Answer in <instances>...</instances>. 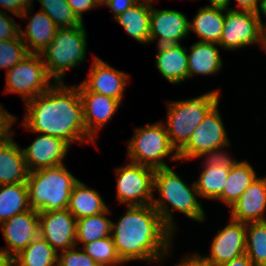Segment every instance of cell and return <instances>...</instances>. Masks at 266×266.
I'll return each instance as SVG.
<instances>
[{
    "label": "cell",
    "instance_id": "cell-33",
    "mask_svg": "<svg viewBox=\"0 0 266 266\" xmlns=\"http://www.w3.org/2000/svg\"><path fill=\"white\" fill-rule=\"evenodd\" d=\"M43 11L58 28L81 26L83 23L77 18L66 0H37Z\"/></svg>",
    "mask_w": 266,
    "mask_h": 266
},
{
    "label": "cell",
    "instance_id": "cell-43",
    "mask_svg": "<svg viewBox=\"0 0 266 266\" xmlns=\"http://www.w3.org/2000/svg\"><path fill=\"white\" fill-rule=\"evenodd\" d=\"M237 5L236 7H229L231 0H228V8L233 10H246L252 12H258L260 7V0H235ZM238 7V8H237Z\"/></svg>",
    "mask_w": 266,
    "mask_h": 266
},
{
    "label": "cell",
    "instance_id": "cell-5",
    "mask_svg": "<svg viewBox=\"0 0 266 266\" xmlns=\"http://www.w3.org/2000/svg\"><path fill=\"white\" fill-rule=\"evenodd\" d=\"M220 90H211L190 99L167 101L165 125L172 146L178 152L202 123L207 113L220 103Z\"/></svg>",
    "mask_w": 266,
    "mask_h": 266
},
{
    "label": "cell",
    "instance_id": "cell-19",
    "mask_svg": "<svg viewBox=\"0 0 266 266\" xmlns=\"http://www.w3.org/2000/svg\"><path fill=\"white\" fill-rule=\"evenodd\" d=\"M229 211L230 219L235 221L243 223L266 221V177H257Z\"/></svg>",
    "mask_w": 266,
    "mask_h": 266
},
{
    "label": "cell",
    "instance_id": "cell-10",
    "mask_svg": "<svg viewBox=\"0 0 266 266\" xmlns=\"http://www.w3.org/2000/svg\"><path fill=\"white\" fill-rule=\"evenodd\" d=\"M155 169L133 162L115 168L116 199L126 206L149 205L154 197Z\"/></svg>",
    "mask_w": 266,
    "mask_h": 266
},
{
    "label": "cell",
    "instance_id": "cell-35",
    "mask_svg": "<svg viewBox=\"0 0 266 266\" xmlns=\"http://www.w3.org/2000/svg\"><path fill=\"white\" fill-rule=\"evenodd\" d=\"M29 54L20 35L17 38L0 41V69L9 71Z\"/></svg>",
    "mask_w": 266,
    "mask_h": 266
},
{
    "label": "cell",
    "instance_id": "cell-21",
    "mask_svg": "<svg viewBox=\"0 0 266 266\" xmlns=\"http://www.w3.org/2000/svg\"><path fill=\"white\" fill-rule=\"evenodd\" d=\"M156 68L171 84H180L188 79L187 48L179 44L158 45Z\"/></svg>",
    "mask_w": 266,
    "mask_h": 266
},
{
    "label": "cell",
    "instance_id": "cell-36",
    "mask_svg": "<svg viewBox=\"0 0 266 266\" xmlns=\"http://www.w3.org/2000/svg\"><path fill=\"white\" fill-rule=\"evenodd\" d=\"M80 246H74L58 252L57 266H95L97 263Z\"/></svg>",
    "mask_w": 266,
    "mask_h": 266
},
{
    "label": "cell",
    "instance_id": "cell-9",
    "mask_svg": "<svg viewBox=\"0 0 266 266\" xmlns=\"http://www.w3.org/2000/svg\"><path fill=\"white\" fill-rule=\"evenodd\" d=\"M54 83L48 75L41 54L30 53L6 72L5 92L19 94L25 103L44 93Z\"/></svg>",
    "mask_w": 266,
    "mask_h": 266
},
{
    "label": "cell",
    "instance_id": "cell-38",
    "mask_svg": "<svg viewBox=\"0 0 266 266\" xmlns=\"http://www.w3.org/2000/svg\"><path fill=\"white\" fill-rule=\"evenodd\" d=\"M20 35V25L8 13L0 10V41L17 38Z\"/></svg>",
    "mask_w": 266,
    "mask_h": 266
},
{
    "label": "cell",
    "instance_id": "cell-24",
    "mask_svg": "<svg viewBox=\"0 0 266 266\" xmlns=\"http://www.w3.org/2000/svg\"><path fill=\"white\" fill-rule=\"evenodd\" d=\"M225 8L200 7L192 20H189V32L193 31L198 41L219 44L224 27Z\"/></svg>",
    "mask_w": 266,
    "mask_h": 266
},
{
    "label": "cell",
    "instance_id": "cell-46",
    "mask_svg": "<svg viewBox=\"0 0 266 266\" xmlns=\"http://www.w3.org/2000/svg\"><path fill=\"white\" fill-rule=\"evenodd\" d=\"M0 266H15V257L0 250Z\"/></svg>",
    "mask_w": 266,
    "mask_h": 266
},
{
    "label": "cell",
    "instance_id": "cell-48",
    "mask_svg": "<svg viewBox=\"0 0 266 266\" xmlns=\"http://www.w3.org/2000/svg\"><path fill=\"white\" fill-rule=\"evenodd\" d=\"M257 13L259 16L260 14H263V16L266 18V0H260V7ZM263 27L266 30V23L263 24Z\"/></svg>",
    "mask_w": 266,
    "mask_h": 266
},
{
    "label": "cell",
    "instance_id": "cell-50",
    "mask_svg": "<svg viewBox=\"0 0 266 266\" xmlns=\"http://www.w3.org/2000/svg\"><path fill=\"white\" fill-rule=\"evenodd\" d=\"M95 266H121V265L96 264Z\"/></svg>",
    "mask_w": 266,
    "mask_h": 266
},
{
    "label": "cell",
    "instance_id": "cell-15",
    "mask_svg": "<svg viewBox=\"0 0 266 266\" xmlns=\"http://www.w3.org/2000/svg\"><path fill=\"white\" fill-rule=\"evenodd\" d=\"M37 137L33 142L22 148L29 172L65 164L70 144L64 139L34 132Z\"/></svg>",
    "mask_w": 266,
    "mask_h": 266
},
{
    "label": "cell",
    "instance_id": "cell-29",
    "mask_svg": "<svg viewBox=\"0 0 266 266\" xmlns=\"http://www.w3.org/2000/svg\"><path fill=\"white\" fill-rule=\"evenodd\" d=\"M58 252L40 235L15 256V266H57Z\"/></svg>",
    "mask_w": 266,
    "mask_h": 266
},
{
    "label": "cell",
    "instance_id": "cell-40",
    "mask_svg": "<svg viewBox=\"0 0 266 266\" xmlns=\"http://www.w3.org/2000/svg\"><path fill=\"white\" fill-rule=\"evenodd\" d=\"M31 5L33 4V0H0V9L1 11L8 13L10 12L12 15L16 17H20V15ZM8 10V12H7Z\"/></svg>",
    "mask_w": 266,
    "mask_h": 266
},
{
    "label": "cell",
    "instance_id": "cell-2",
    "mask_svg": "<svg viewBox=\"0 0 266 266\" xmlns=\"http://www.w3.org/2000/svg\"><path fill=\"white\" fill-rule=\"evenodd\" d=\"M111 227L115 249L123 263H158L171 253L174 234L164 225L152 204L126 206Z\"/></svg>",
    "mask_w": 266,
    "mask_h": 266
},
{
    "label": "cell",
    "instance_id": "cell-1",
    "mask_svg": "<svg viewBox=\"0 0 266 266\" xmlns=\"http://www.w3.org/2000/svg\"><path fill=\"white\" fill-rule=\"evenodd\" d=\"M25 129L64 139L70 145L96 142L87 134L78 87L55 82L44 93L26 101Z\"/></svg>",
    "mask_w": 266,
    "mask_h": 266
},
{
    "label": "cell",
    "instance_id": "cell-23",
    "mask_svg": "<svg viewBox=\"0 0 266 266\" xmlns=\"http://www.w3.org/2000/svg\"><path fill=\"white\" fill-rule=\"evenodd\" d=\"M215 43L197 41L187 49L188 79L197 75H216L222 70L223 59Z\"/></svg>",
    "mask_w": 266,
    "mask_h": 266
},
{
    "label": "cell",
    "instance_id": "cell-42",
    "mask_svg": "<svg viewBox=\"0 0 266 266\" xmlns=\"http://www.w3.org/2000/svg\"><path fill=\"white\" fill-rule=\"evenodd\" d=\"M140 0H109L106 7H108L111 12H113V19L118 15L124 13L130 7L134 6Z\"/></svg>",
    "mask_w": 266,
    "mask_h": 266
},
{
    "label": "cell",
    "instance_id": "cell-8",
    "mask_svg": "<svg viewBox=\"0 0 266 266\" xmlns=\"http://www.w3.org/2000/svg\"><path fill=\"white\" fill-rule=\"evenodd\" d=\"M257 12L225 9L224 27L219 46L225 50H238L250 45L266 47V30Z\"/></svg>",
    "mask_w": 266,
    "mask_h": 266
},
{
    "label": "cell",
    "instance_id": "cell-30",
    "mask_svg": "<svg viewBox=\"0 0 266 266\" xmlns=\"http://www.w3.org/2000/svg\"><path fill=\"white\" fill-rule=\"evenodd\" d=\"M110 213L108 208L100 214L76 220V246L111 236L112 220L108 218Z\"/></svg>",
    "mask_w": 266,
    "mask_h": 266
},
{
    "label": "cell",
    "instance_id": "cell-27",
    "mask_svg": "<svg viewBox=\"0 0 266 266\" xmlns=\"http://www.w3.org/2000/svg\"><path fill=\"white\" fill-rule=\"evenodd\" d=\"M257 177V172L248 161H238L230 168L223 193L217 201L219 200L230 208Z\"/></svg>",
    "mask_w": 266,
    "mask_h": 266
},
{
    "label": "cell",
    "instance_id": "cell-28",
    "mask_svg": "<svg viewBox=\"0 0 266 266\" xmlns=\"http://www.w3.org/2000/svg\"><path fill=\"white\" fill-rule=\"evenodd\" d=\"M29 209L26 183L0 185V224Z\"/></svg>",
    "mask_w": 266,
    "mask_h": 266
},
{
    "label": "cell",
    "instance_id": "cell-3",
    "mask_svg": "<svg viewBox=\"0 0 266 266\" xmlns=\"http://www.w3.org/2000/svg\"><path fill=\"white\" fill-rule=\"evenodd\" d=\"M153 190H157L159 195L158 198L154 195L152 206L173 234L178 228L173 217L175 210L197 223L205 221L207 216L197 199L200 196L195 181L189 185L171 167L159 168L154 172Z\"/></svg>",
    "mask_w": 266,
    "mask_h": 266
},
{
    "label": "cell",
    "instance_id": "cell-26",
    "mask_svg": "<svg viewBox=\"0 0 266 266\" xmlns=\"http://www.w3.org/2000/svg\"><path fill=\"white\" fill-rule=\"evenodd\" d=\"M108 208L105 200L96 189L90 188L80 180L74 185L67 209L76 220L100 214Z\"/></svg>",
    "mask_w": 266,
    "mask_h": 266
},
{
    "label": "cell",
    "instance_id": "cell-37",
    "mask_svg": "<svg viewBox=\"0 0 266 266\" xmlns=\"http://www.w3.org/2000/svg\"><path fill=\"white\" fill-rule=\"evenodd\" d=\"M229 143L228 145L215 148L212 151H209L207 153H203L201 157L204 158V163H202L203 166H212V167H218L219 169H230L235 163L238 162L237 159L232 158L231 154L226 152V147H230Z\"/></svg>",
    "mask_w": 266,
    "mask_h": 266
},
{
    "label": "cell",
    "instance_id": "cell-7",
    "mask_svg": "<svg viewBox=\"0 0 266 266\" xmlns=\"http://www.w3.org/2000/svg\"><path fill=\"white\" fill-rule=\"evenodd\" d=\"M127 159L130 162L153 169L170 167L165 158L179 161L178 152L172 146L163 121L147 123L135 128L133 137L127 142Z\"/></svg>",
    "mask_w": 266,
    "mask_h": 266
},
{
    "label": "cell",
    "instance_id": "cell-11",
    "mask_svg": "<svg viewBox=\"0 0 266 266\" xmlns=\"http://www.w3.org/2000/svg\"><path fill=\"white\" fill-rule=\"evenodd\" d=\"M217 103L178 151L179 161L198 159L203 153L228 145L230 142Z\"/></svg>",
    "mask_w": 266,
    "mask_h": 266
},
{
    "label": "cell",
    "instance_id": "cell-39",
    "mask_svg": "<svg viewBox=\"0 0 266 266\" xmlns=\"http://www.w3.org/2000/svg\"><path fill=\"white\" fill-rule=\"evenodd\" d=\"M16 122V116L9 113L4 105L0 103V144H2L12 134H15V130H12L11 128Z\"/></svg>",
    "mask_w": 266,
    "mask_h": 266
},
{
    "label": "cell",
    "instance_id": "cell-34",
    "mask_svg": "<svg viewBox=\"0 0 266 266\" xmlns=\"http://www.w3.org/2000/svg\"><path fill=\"white\" fill-rule=\"evenodd\" d=\"M97 264L123 265L112 237H104L81 247Z\"/></svg>",
    "mask_w": 266,
    "mask_h": 266
},
{
    "label": "cell",
    "instance_id": "cell-41",
    "mask_svg": "<svg viewBox=\"0 0 266 266\" xmlns=\"http://www.w3.org/2000/svg\"><path fill=\"white\" fill-rule=\"evenodd\" d=\"M77 18L84 23L83 13L97 8L93 0H66Z\"/></svg>",
    "mask_w": 266,
    "mask_h": 266
},
{
    "label": "cell",
    "instance_id": "cell-45",
    "mask_svg": "<svg viewBox=\"0 0 266 266\" xmlns=\"http://www.w3.org/2000/svg\"><path fill=\"white\" fill-rule=\"evenodd\" d=\"M218 266H254L246 253Z\"/></svg>",
    "mask_w": 266,
    "mask_h": 266
},
{
    "label": "cell",
    "instance_id": "cell-12",
    "mask_svg": "<svg viewBox=\"0 0 266 266\" xmlns=\"http://www.w3.org/2000/svg\"><path fill=\"white\" fill-rule=\"evenodd\" d=\"M246 223L229 218L228 224L214 236L208 255L195 254L206 264L218 266L245 253Z\"/></svg>",
    "mask_w": 266,
    "mask_h": 266
},
{
    "label": "cell",
    "instance_id": "cell-14",
    "mask_svg": "<svg viewBox=\"0 0 266 266\" xmlns=\"http://www.w3.org/2000/svg\"><path fill=\"white\" fill-rule=\"evenodd\" d=\"M39 235L57 252L65 251L76 246V219L68 209L39 212Z\"/></svg>",
    "mask_w": 266,
    "mask_h": 266
},
{
    "label": "cell",
    "instance_id": "cell-6",
    "mask_svg": "<svg viewBox=\"0 0 266 266\" xmlns=\"http://www.w3.org/2000/svg\"><path fill=\"white\" fill-rule=\"evenodd\" d=\"M87 36L84 23L77 27L58 28L53 41L40 53L54 82L63 83L68 69L79 67L86 61Z\"/></svg>",
    "mask_w": 266,
    "mask_h": 266
},
{
    "label": "cell",
    "instance_id": "cell-25",
    "mask_svg": "<svg viewBox=\"0 0 266 266\" xmlns=\"http://www.w3.org/2000/svg\"><path fill=\"white\" fill-rule=\"evenodd\" d=\"M150 13L151 0H140L112 20L119 23L129 36L144 45L150 43Z\"/></svg>",
    "mask_w": 266,
    "mask_h": 266
},
{
    "label": "cell",
    "instance_id": "cell-32",
    "mask_svg": "<svg viewBox=\"0 0 266 266\" xmlns=\"http://www.w3.org/2000/svg\"><path fill=\"white\" fill-rule=\"evenodd\" d=\"M245 253L254 266H266V221L246 223Z\"/></svg>",
    "mask_w": 266,
    "mask_h": 266
},
{
    "label": "cell",
    "instance_id": "cell-22",
    "mask_svg": "<svg viewBox=\"0 0 266 266\" xmlns=\"http://www.w3.org/2000/svg\"><path fill=\"white\" fill-rule=\"evenodd\" d=\"M13 134L0 144V185L26 183L29 170Z\"/></svg>",
    "mask_w": 266,
    "mask_h": 266
},
{
    "label": "cell",
    "instance_id": "cell-20",
    "mask_svg": "<svg viewBox=\"0 0 266 266\" xmlns=\"http://www.w3.org/2000/svg\"><path fill=\"white\" fill-rule=\"evenodd\" d=\"M32 8L29 6L19 17L28 21L26 29L20 27V38L29 53L40 54L53 41L58 27L43 11L33 14Z\"/></svg>",
    "mask_w": 266,
    "mask_h": 266
},
{
    "label": "cell",
    "instance_id": "cell-44",
    "mask_svg": "<svg viewBox=\"0 0 266 266\" xmlns=\"http://www.w3.org/2000/svg\"><path fill=\"white\" fill-rule=\"evenodd\" d=\"M174 266H211L206 263H204L196 254L191 253L189 255H186L185 257L181 259L180 262H177Z\"/></svg>",
    "mask_w": 266,
    "mask_h": 266
},
{
    "label": "cell",
    "instance_id": "cell-47",
    "mask_svg": "<svg viewBox=\"0 0 266 266\" xmlns=\"http://www.w3.org/2000/svg\"><path fill=\"white\" fill-rule=\"evenodd\" d=\"M210 4L206 6L228 8V0H209Z\"/></svg>",
    "mask_w": 266,
    "mask_h": 266
},
{
    "label": "cell",
    "instance_id": "cell-17",
    "mask_svg": "<svg viewBox=\"0 0 266 266\" xmlns=\"http://www.w3.org/2000/svg\"><path fill=\"white\" fill-rule=\"evenodd\" d=\"M76 86L83 106L86 132L96 142L97 132L115 116L122 103L110 96L89 91L82 83Z\"/></svg>",
    "mask_w": 266,
    "mask_h": 266
},
{
    "label": "cell",
    "instance_id": "cell-4",
    "mask_svg": "<svg viewBox=\"0 0 266 266\" xmlns=\"http://www.w3.org/2000/svg\"><path fill=\"white\" fill-rule=\"evenodd\" d=\"M78 181L65 164L29 172L26 186L30 208L38 212L67 209Z\"/></svg>",
    "mask_w": 266,
    "mask_h": 266
},
{
    "label": "cell",
    "instance_id": "cell-18",
    "mask_svg": "<svg viewBox=\"0 0 266 266\" xmlns=\"http://www.w3.org/2000/svg\"><path fill=\"white\" fill-rule=\"evenodd\" d=\"M93 64L87 78L81 83L89 90L110 96L122 103L129 74L111 66L97 55H93Z\"/></svg>",
    "mask_w": 266,
    "mask_h": 266
},
{
    "label": "cell",
    "instance_id": "cell-16",
    "mask_svg": "<svg viewBox=\"0 0 266 266\" xmlns=\"http://www.w3.org/2000/svg\"><path fill=\"white\" fill-rule=\"evenodd\" d=\"M6 247L1 251L15 257L39 235V212L29 209L0 224Z\"/></svg>",
    "mask_w": 266,
    "mask_h": 266
},
{
    "label": "cell",
    "instance_id": "cell-49",
    "mask_svg": "<svg viewBox=\"0 0 266 266\" xmlns=\"http://www.w3.org/2000/svg\"><path fill=\"white\" fill-rule=\"evenodd\" d=\"M96 7H100V6H106L108 4L109 0H93Z\"/></svg>",
    "mask_w": 266,
    "mask_h": 266
},
{
    "label": "cell",
    "instance_id": "cell-31",
    "mask_svg": "<svg viewBox=\"0 0 266 266\" xmlns=\"http://www.w3.org/2000/svg\"><path fill=\"white\" fill-rule=\"evenodd\" d=\"M230 169L204 166L198 180H195L200 198L217 200L223 193Z\"/></svg>",
    "mask_w": 266,
    "mask_h": 266
},
{
    "label": "cell",
    "instance_id": "cell-13",
    "mask_svg": "<svg viewBox=\"0 0 266 266\" xmlns=\"http://www.w3.org/2000/svg\"><path fill=\"white\" fill-rule=\"evenodd\" d=\"M151 0L150 43L158 45L179 44L189 35V19L177 10L153 8Z\"/></svg>",
    "mask_w": 266,
    "mask_h": 266
}]
</instances>
